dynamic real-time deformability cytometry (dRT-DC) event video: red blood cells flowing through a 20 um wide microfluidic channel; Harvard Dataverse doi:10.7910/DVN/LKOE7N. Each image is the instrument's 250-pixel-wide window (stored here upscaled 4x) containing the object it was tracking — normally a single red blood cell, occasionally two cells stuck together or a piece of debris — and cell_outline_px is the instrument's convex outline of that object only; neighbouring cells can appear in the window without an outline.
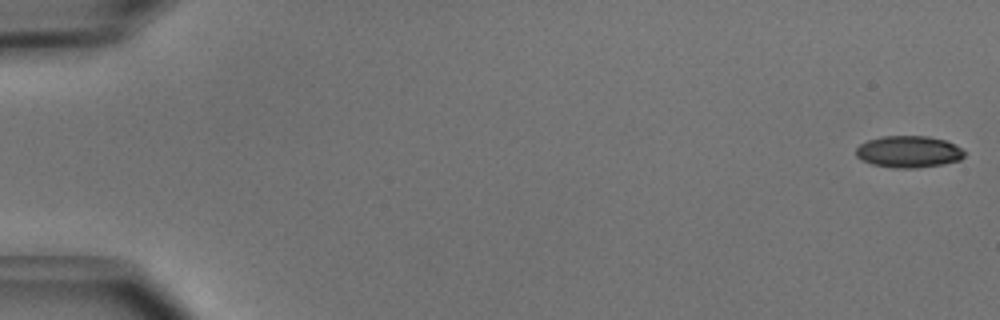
{"species": "common noctule bat (a hibernating species)", "species_latin": "Nyctalus noctula", "temperature_condition": "cold", "stored_images_in_passage": 20, "camera_frame_rate_fps": 3000, "um_per_image_px": 0.085, "animal": {"sex": "male", "body_mass_g": 15.6}, "frame": {"image": 1, "passage_image": 1, "time_ms": 0.0, "image_size_px": [1000, 320], "cell_outline_px": [[964, 156], [960, 160], [944, 164], [916, 168], [892, 168], [872, 164], [860, 160], [856, 156], [856, 148], [860, 144], [868, 140], [884, 136], [928, 136], [944, 140], [960, 148], [964, 152]], "centroid_in_image_um": [77.2, 12.91], "position_along_channel_um": 7.8, "area_um2": 20.06}}
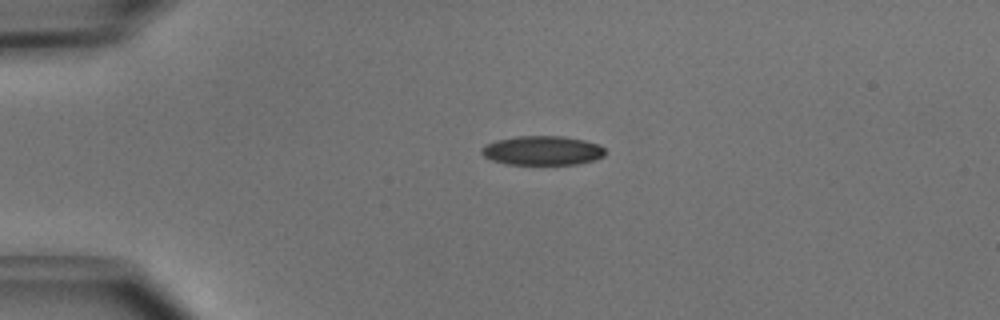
{"frame": {"image": 2, "passage_image": 12, "time_ms": 3.667, "image_size_px": [1000, 320], "cell_outline_px": [[604, 156], [596, 160], [576, 164], [504, 164], [492, 160], [484, 156], [480, 152], [480, 148], [484, 144], [496, 140], [516, 136], [560, 136], [584, 140], [600, 144], [604, 148]], "centroid_in_image_um": [46.08, 12.79], "position_along_channel_um": 38.9, "area_um2": 21.21}}